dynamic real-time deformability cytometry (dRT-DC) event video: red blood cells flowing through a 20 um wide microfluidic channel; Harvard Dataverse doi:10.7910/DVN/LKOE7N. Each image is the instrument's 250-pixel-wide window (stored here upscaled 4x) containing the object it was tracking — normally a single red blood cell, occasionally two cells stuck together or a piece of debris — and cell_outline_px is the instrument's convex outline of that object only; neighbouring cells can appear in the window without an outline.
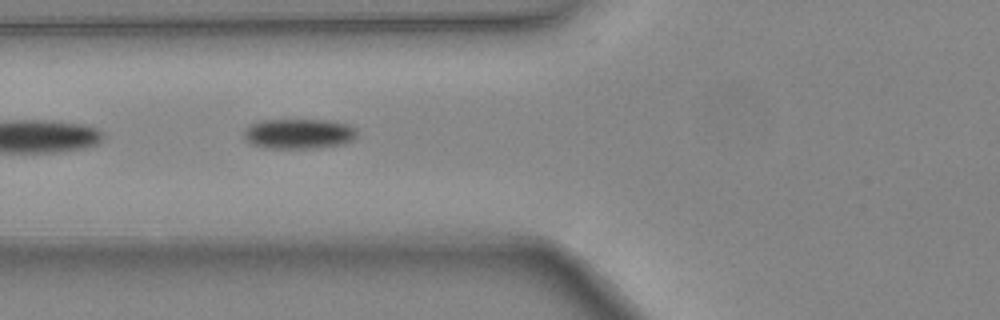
{"species": "common noctule bat (a hibernating species)", "species_latin": "Nyctalus noctula", "temperature_condition": "warm", "stored_images_in_passage": 7, "camera_frame_rate_fps": 3000, "um_per_image_px": 0.085, "animal": {"sex": "female", "body_mass_g": 24.6, "forearm_length_mm": 56.2}, "frame": {"image": 1, "passage_image": 4, "time_ms": 1.0, "image_size_px": [1000, 320], "cell_outline_px": [[356, 136], [352, 140], [344, 144], [320, 148], [264, 148], [252, 144], [244, 136], [244, 132], [252, 124], [264, 120], [324, 120], [348, 124], [356, 128]], "centroid_in_image_um": [25.44, 11.38], "position_along_channel_um": 100.4, "area_um2": 19.71}}